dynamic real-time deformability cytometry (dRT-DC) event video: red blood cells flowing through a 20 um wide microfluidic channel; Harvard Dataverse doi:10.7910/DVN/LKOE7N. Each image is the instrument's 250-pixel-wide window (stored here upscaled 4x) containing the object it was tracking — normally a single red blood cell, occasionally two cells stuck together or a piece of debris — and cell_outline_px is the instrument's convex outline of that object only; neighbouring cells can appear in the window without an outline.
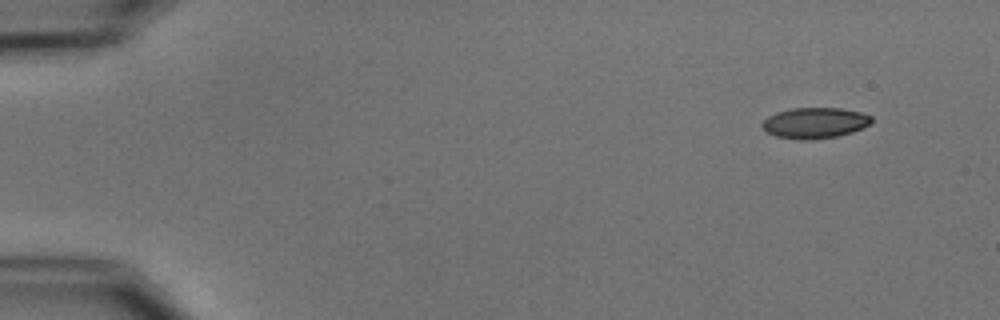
{"species": "common noctule bat (a hibernating species)", "species_latin": "Nyctalus noctula", "temperature_condition": "cold", "stored_images_in_passage": 7, "camera_frame_rate_fps": 3000, "um_per_image_px": 0.085, "animal": {"sex": "male", "body_mass_g": 15.6}, "frame": {"image": 1, "passage_image": 1, "time_ms": 0.0, "image_size_px": [1000, 320], "cell_outline_px": [[872, 124], [852, 132], [836, 136], [812, 140], [800, 140], [776, 136], [768, 132], [760, 124], [768, 116], [776, 112], [792, 108], [840, 108], [860, 112], [872, 116]], "centroid_in_image_um": [69.27, 10.45], "position_along_channel_um": 15.7, "area_um2": 19.65}}
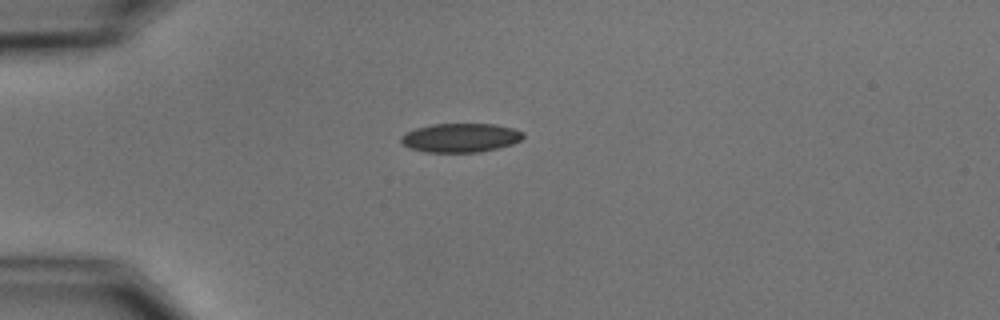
{"frame": {"image": 2, "passage_image": 3, "time_ms": 3.333, "image_size_px": [1000, 320], "cell_outline_px": [[524, 136], [520, 140], [512, 144], [480, 152], [424, 152], [408, 148], [400, 140], [400, 136], [416, 128], [432, 124], [492, 124], [512, 128], [524, 132]], "centroid_in_image_um": [39.12, 11.71], "position_along_channel_um": 45.9, "area_um2": 20.52}}
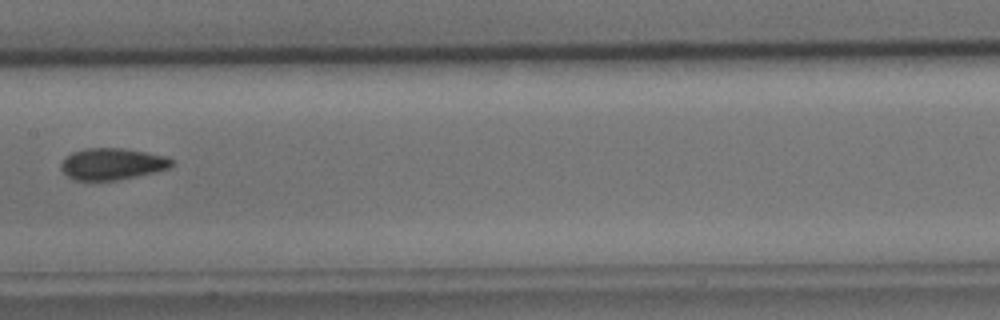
{"frame": {"image": 3, "passage_image": 7, "time_ms": 8.0, "image_size_px": [1000, 320], "cell_outline_px": [[176, 160], [168, 168], [156, 172], [116, 180], [76, 180], [68, 176], [60, 168], [60, 164], [64, 156], [72, 152], [84, 148], [124, 148], [168, 156]], "centroid_in_image_um": [9.54, 13.92], "position_along_channel_um": 197.9, "area_um2": 20.58}}